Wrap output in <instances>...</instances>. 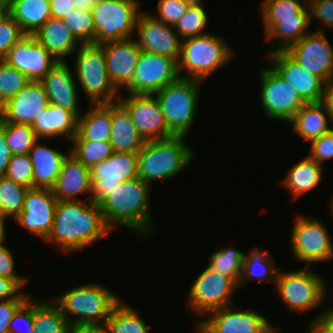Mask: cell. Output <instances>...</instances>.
I'll list each match as a JSON object with an SVG mask.
<instances>
[{
    "label": "cell",
    "instance_id": "50",
    "mask_svg": "<svg viewBox=\"0 0 333 333\" xmlns=\"http://www.w3.org/2000/svg\"><path fill=\"white\" fill-rule=\"evenodd\" d=\"M6 244L0 246V277L13 279L21 288L28 283V278L16 273L14 254Z\"/></svg>",
    "mask_w": 333,
    "mask_h": 333
},
{
    "label": "cell",
    "instance_id": "32",
    "mask_svg": "<svg viewBox=\"0 0 333 333\" xmlns=\"http://www.w3.org/2000/svg\"><path fill=\"white\" fill-rule=\"evenodd\" d=\"M87 113L78 117L77 133L72 140L109 141L111 104H90Z\"/></svg>",
    "mask_w": 333,
    "mask_h": 333
},
{
    "label": "cell",
    "instance_id": "7",
    "mask_svg": "<svg viewBox=\"0 0 333 333\" xmlns=\"http://www.w3.org/2000/svg\"><path fill=\"white\" fill-rule=\"evenodd\" d=\"M202 81L179 78L154 94L162 109L168 130L174 136H187L198 111Z\"/></svg>",
    "mask_w": 333,
    "mask_h": 333
},
{
    "label": "cell",
    "instance_id": "20",
    "mask_svg": "<svg viewBox=\"0 0 333 333\" xmlns=\"http://www.w3.org/2000/svg\"><path fill=\"white\" fill-rule=\"evenodd\" d=\"M136 42L142 51L175 58L181 52L182 39L174 26L156 20L150 12H141L136 24Z\"/></svg>",
    "mask_w": 333,
    "mask_h": 333
},
{
    "label": "cell",
    "instance_id": "4",
    "mask_svg": "<svg viewBox=\"0 0 333 333\" xmlns=\"http://www.w3.org/2000/svg\"><path fill=\"white\" fill-rule=\"evenodd\" d=\"M52 300L69 324L107 323L111 311L121 301L117 294L100 283L73 287Z\"/></svg>",
    "mask_w": 333,
    "mask_h": 333
},
{
    "label": "cell",
    "instance_id": "10",
    "mask_svg": "<svg viewBox=\"0 0 333 333\" xmlns=\"http://www.w3.org/2000/svg\"><path fill=\"white\" fill-rule=\"evenodd\" d=\"M294 221L290 237L293 257L305 267L333 259V242L323 222L298 214Z\"/></svg>",
    "mask_w": 333,
    "mask_h": 333
},
{
    "label": "cell",
    "instance_id": "48",
    "mask_svg": "<svg viewBox=\"0 0 333 333\" xmlns=\"http://www.w3.org/2000/svg\"><path fill=\"white\" fill-rule=\"evenodd\" d=\"M24 35L26 34L11 15L0 22V60L7 55L9 49Z\"/></svg>",
    "mask_w": 333,
    "mask_h": 333
},
{
    "label": "cell",
    "instance_id": "8",
    "mask_svg": "<svg viewBox=\"0 0 333 333\" xmlns=\"http://www.w3.org/2000/svg\"><path fill=\"white\" fill-rule=\"evenodd\" d=\"M325 279L309 267L278 271L275 288L282 303L291 311L305 313L321 306L327 294ZM323 301V302H322Z\"/></svg>",
    "mask_w": 333,
    "mask_h": 333
},
{
    "label": "cell",
    "instance_id": "6",
    "mask_svg": "<svg viewBox=\"0 0 333 333\" xmlns=\"http://www.w3.org/2000/svg\"><path fill=\"white\" fill-rule=\"evenodd\" d=\"M76 51L74 75L89 104L118 102L120 94L109 79L103 47L82 44Z\"/></svg>",
    "mask_w": 333,
    "mask_h": 333
},
{
    "label": "cell",
    "instance_id": "33",
    "mask_svg": "<svg viewBox=\"0 0 333 333\" xmlns=\"http://www.w3.org/2000/svg\"><path fill=\"white\" fill-rule=\"evenodd\" d=\"M323 166L312 160L308 155L294 164L281 182L294 199L315 189L322 180Z\"/></svg>",
    "mask_w": 333,
    "mask_h": 333
},
{
    "label": "cell",
    "instance_id": "21",
    "mask_svg": "<svg viewBox=\"0 0 333 333\" xmlns=\"http://www.w3.org/2000/svg\"><path fill=\"white\" fill-rule=\"evenodd\" d=\"M270 66L285 79L305 103H319L325 82L297 63L286 51L267 54Z\"/></svg>",
    "mask_w": 333,
    "mask_h": 333
},
{
    "label": "cell",
    "instance_id": "23",
    "mask_svg": "<svg viewBox=\"0 0 333 333\" xmlns=\"http://www.w3.org/2000/svg\"><path fill=\"white\" fill-rule=\"evenodd\" d=\"M105 53L107 73L111 83L120 91L132 82L141 49L136 39L101 44Z\"/></svg>",
    "mask_w": 333,
    "mask_h": 333
},
{
    "label": "cell",
    "instance_id": "38",
    "mask_svg": "<svg viewBox=\"0 0 333 333\" xmlns=\"http://www.w3.org/2000/svg\"><path fill=\"white\" fill-rule=\"evenodd\" d=\"M107 324L110 333H151L139 313L122 300L111 311Z\"/></svg>",
    "mask_w": 333,
    "mask_h": 333
},
{
    "label": "cell",
    "instance_id": "27",
    "mask_svg": "<svg viewBox=\"0 0 333 333\" xmlns=\"http://www.w3.org/2000/svg\"><path fill=\"white\" fill-rule=\"evenodd\" d=\"M33 36L58 62L66 61V57L74 54L82 45L62 19L53 17L49 18Z\"/></svg>",
    "mask_w": 333,
    "mask_h": 333
},
{
    "label": "cell",
    "instance_id": "14",
    "mask_svg": "<svg viewBox=\"0 0 333 333\" xmlns=\"http://www.w3.org/2000/svg\"><path fill=\"white\" fill-rule=\"evenodd\" d=\"M196 322L197 333H275L276 327L256 310L227 306L212 311Z\"/></svg>",
    "mask_w": 333,
    "mask_h": 333
},
{
    "label": "cell",
    "instance_id": "1",
    "mask_svg": "<svg viewBox=\"0 0 333 333\" xmlns=\"http://www.w3.org/2000/svg\"><path fill=\"white\" fill-rule=\"evenodd\" d=\"M111 231L99 204L88 200L57 201L53 228L45 241L68 254L85 249Z\"/></svg>",
    "mask_w": 333,
    "mask_h": 333
},
{
    "label": "cell",
    "instance_id": "31",
    "mask_svg": "<svg viewBox=\"0 0 333 333\" xmlns=\"http://www.w3.org/2000/svg\"><path fill=\"white\" fill-rule=\"evenodd\" d=\"M310 9L307 5L297 18L281 19L264 37V40L270 42V52L286 51L292 44L298 42L309 32L308 27L311 25ZM274 41V43H273ZM278 41V42H277Z\"/></svg>",
    "mask_w": 333,
    "mask_h": 333
},
{
    "label": "cell",
    "instance_id": "60",
    "mask_svg": "<svg viewBox=\"0 0 333 333\" xmlns=\"http://www.w3.org/2000/svg\"><path fill=\"white\" fill-rule=\"evenodd\" d=\"M8 219L0 215V246L5 245V241L7 238V226H6V221Z\"/></svg>",
    "mask_w": 333,
    "mask_h": 333
},
{
    "label": "cell",
    "instance_id": "45",
    "mask_svg": "<svg viewBox=\"0 0 333 333\" xmlns=\"http://www.w3.org/2000/svg\"><path fill=\"white\" fill-rule=\"evenodd\" d=\"M30 82L19 70L0 60V107Z\"/></svg>",
    "mask_w": 333,
    "mask_h": 333
},
{
    "label": "cell",
    "instance_id": "2",
    "mask_svg": "<svg viewBox=\"0 0 333 333\" xmlns=\"http://www.w3.org/2000/svg\"><path fill=\"white\" fill-rule=\"evenodd\" d=\"M151 187L139 177L116 187L99 203L106 224L112 230L121 225L142 236L141 239L151 237L155 233L150 211Z\"/></svg>",
    "mask_w": 333,
    "mask_h": 333
},
{
    "label": "cell",
    "instance_id": "3",
    "mask_svg": "<svg viewBox=\"0 0 333 333\" xmlns=\"http://www.w3.org/2000/svg\"><path fill=\"white\" fill-rule=\"evenodd\" d=\"M186 138L172 136L145 142L137 153L138 177L152 186L154 181L165 182L184 171L195 158L194 150L184 141Z\"/></svg>",
    "mask_w": 333,
    "mask_h": 333
},
{
    "label": "cell",
    "instance_id": "57",
    "mask_svg": "<svg viewBox=\"0 0 333 333\" xmlns=\"http://www.w3.org/2000/svg\"><path fill=\"white\" fill-rule=\"evenodd\" d=\"M53 18L63 19L70 10L75 9L73 0H49Z\"/></svg>",
    "mask_w": 333,
    "mask_h": 333
},
{
    "label": "cell",
    "instance_id": "47",
    "mask_svg": "<svg viewBox=\"0 0 333 333\" xmlns=\"http://www.w3.org/2000/svg\"><path fill=\"white\" fill-rule=\"evenodd\" d=\"M194 0H159L157 14L150 13L156 20L174 26L186 13Z\"/></svg>",
    "mask_w": 333,
    "mask_h": 333
},
{
    "label": "cell",
    "instance_id": "19",
    "mask_svg": "<svg viewBox=\"0 0 333 333\" xmlns=\"http://www.w3.org/2000/svg\"><path fill=\"white\" fill-rule=\"evenodd\" d=\"M2 60L34 82H40L58 63L33 35L28 34L11 47Z\"/></svg>",
    "mask_w": 333,
    "mask_h": 333
},
{
    "label": "cell",
    "instance_id": "61",
    "mask_svg": "<svg viewBox=\"0 0 333 333\" xmlns=\"http://www.w3.org/2000/svg\"><path fill=\"white\" fill-rule=\"evenodd\" d=\"M10 15V7H0V22Z\"/></svg>",
    "mask_w": 333,
    "mask_h": 333
},
{
    "label": "cell",
    "instance_id": "40",
    "mask_svg": "<svg viewBox=\"0 0 333 333\" xmlns=\"http://www.w3.org/2000/svg\"><path fill=\"white\" fill-rule=\"evenodd\" d=\"M204 7L203 0H194L186 13L174 25L175 31L182 40L209 33L205 31L209 18Z\"/></svg>",
    "mask_w": 333,
    "mask_h": 333
},
{
    "label": "cell",
    "instance_id": "55",
    "mask_svg": "<svg viewBox=\"0 0 333 333\" xmlns=\"http://www.w3.org/2000/svg\"><path fill=\"white\" fill-rule=\"evenodd\" d=\"M11 155L5 139V122L0 121V176L6 173Z\"/></svg>",
    "mask_w": 333,
    "mask_h": 333
},
{
    "label": "cell",
    "instance_id": "22",
    "mask_svg": "<svg viewBox=\"0 0 333 333\" xmlns=\"http://www.w3.org/2000/svg\"><path fill=\"white\" fill-rule=\"evenodd\" d=\"M48 104V96L43 85L31 81L0 107V121L32 126Z\"/></svg>",
    "mask_w": 333,
    "mask_h": 333
},
{
    "label": "cell",
    "instance_id": "59",
    "mask_svg": "<svg viewBox=\"0 0 333 333\" xmlns=\"http://www.w3.org/2000/svg\"><path fill=\"white\" fill-rule=\"evenodd\" d=\"M73 4L75 9L89 12L93 11L94 4L90 0H73Z\"/></svg>",
    "mask_w": 333,
    "mask_h": 333
},
{
    "label": "cell",
    "instance_id": "29",
    "mask_svg": "<svg viewBox=\"0 0 333 333\" xmlns=\"http://www.w3.org/2000/svg\"><path fill=\"white\" fill-rule=\"evenodd\" d=\"M110 144L114 152L138 153L145 140L140 136L130 114L119 103H111Z\"/></svg>",
    "mask_w": 333,
    "mask_h": 333
},
{
    "label": "cell",
    "instance_id": "17",
    "mask_svg": "<svg viewBox=\"0 0 333 333\" xmlns=\"http://www.w3.org/2000/svg\"><path fill=\"white\" fill-rule=\"evenodd\" d=\"M286 52L311 74L325 83L333 78V46L322 27L309 32Z\"/></svg>",
    "mask_w": 333,
    "mask_h": 333
},
{
    "label": "cell",
    "instance_id": "25",
    "mask_svg": "<svg viewBox=\"0 0 333 333\" xmlns=\"http://www.w3.org/2000/svg\"><path fill=\"white\" fill-rule=\"evenodd\" d=\"M68 65L67 61L58 62L40 83L44 87L49 103L72 111L79 117L81 114L78 105V88L73 75L75 73Z\"/></svg>",
    "mask_w": 333,
    "mask_h": 333
},
{
    "label": "cell",
    "instance_id": "42",
    "mask_svg": "<svg viewBox=\"0 0 333 333\" xmlns=\"http://www.w3.org/2000/svg\"><path fill=\"white\" fill-rule=\"evenodd\" d=\"M70 143V153L89 168L106 160L114 152L109 141L71 140Z\"/></svg>",
    "mask_w": 333,
    "mask_h": 333
},
{
    "label": "cell",
    "instance_id": "41",
    "mask_svg": "<svg viewBox=\"0 0 333 333\" xmlns=\"http://www.w3.org/2000/svg\"><path fill=\"white\" fill-rule=\"evenodd\" d=\"M27 190L5 176H0V215L15 219L22 212Z\"/></svg>",
    "mask_w": 333,
    "mask_h": 333
},
{
    "label": "cell",
    "instance_id": "28",
    "mask_svg": "<svg viewBox=\"0 0 333 333\" xmlns=\"http://www.w3.org/2000/svg\"><path fill=\"white\" fill-rule=\"evenodd\" d=\"M40 140L29 152L33 165V188L52 189L68 154L41 144Z\"/></svg>",
    "mask_w": 333,
    "mask_h": 333
},
{
    "label": "cell",
    "instance_id": "9",
    "mask_svg": "<svg viewBox=\"0 0 333 333\" xmlns=\"http://www.w3.org/2000/svg\"><path fill=\"white\" fill-rule=\"evenodd\" d=\"M138 0H104L93 5L95 44L133 38L139 14Z\"/></svg>",
    "mask_w": 333,
    "mask_h": 333
},
{
    "label": "cell",
    "instance_id": "51",
    "mask_svg": "<svg viewBox=\"0 0 333 333\" xmlns=\"http://www.w3.org/2000/svg\"><path fill=\"white\" fill-rule=\"evenodd\" d=\"M310 154L308 156L322 165L323 161L333 158V129L313 140L311 143Z\"/></svg>",
    "mask_w": 333,
    "mask_h": 333
},
{
    "label": "cell",
    "instance_id": "12",
    "mask_svg": "<svg viewBox=\"0 0 333 333\" xmlns=\"http://www.w3.org/2000/svg\"><path fill=\"white\" fill-rule=\"evenodd\" d=\"M261 109L265 118L289 122L305 104L298 93L270 65L259 73Z\"/></svg>",
    "mask_w": 333,
    "mask_h": 333
},
{
    "label": "cell",
    "instance_id": "11",
    "mask_svg": "<svg viewBox=\"0 0 333 333\" xmlns=\"http://www.w3.org/2000/svg\"><path fill=\"white\" fill-rule=\"evenodd\" d=\"M238 285L230 278L208 266L194 279L187 294V304L196 315L208 313L232 305Z\"/></svg>",
    "mask_w": 333,
    "mask_h": 333
},
{
    "label": "cell",
    "instance_id": "49",
    "mask_svg": "<svg viewBox=\"0 0 333 333\" xmlns=\"http://www.w3.org/2000/svg\"><path fill=\"white\" fill-rule=\"evenodd\" d=\"M33 323V300L29 297L13 315L9 333H34Z\"/></svg>",
    "mask_w": 333,
    "mask_h": 333
},
{
    "label": "cell",
    "instance_id": "65",
    "mask_svg": "<svg viewBox=\"0 0 333 333\" xmlns=\"http://www.w3.org/2000/svg\"><path fill=\"white\" fill-rule=\"evenodd\" d=\"M93 4H97V3H100V2H102V1H104V0H90Z\"/></svg>",
    "mask_w": 333,
    "mask_h": 333
},
{
    "label": "cell",
    "instance_id": "37",
    "mask_svg": "<svg viewBox=\"0 0 333 333\" xmlns=\"http://www.w3.org/2000/svg\"><path fill=\"white\" fill-rule=\"evenodd\" d=\"M308 3L305 0H264L261 3V18L265 36L281 19L297 18Z\"/></svg>",
    "mask_w": 333,
    "mask_h": 333
},
{
    "label": "cell",
    "instance_id": "46",
    "mask_svg": "<svg viewBox=\"0 0 333 333\" xmlns=\"http://www.w3.org/2000/svg\"><path fill=\"white\" fill-rule=\"evenodd\" d=\"M4 176L28 189L33 188V165L29 154L11 155Z\"/></svg>",
    "mask_w": 333,
    "mask_h": 333
},
{
    "label": "cell",
    "instance_id": "63",
    "mask_svg": "<svg viewBox=\"0 0 333 333\" xmlns=\"http://www.w3.org/2000/svg\"><path fill=\"white\" fill-rule=\"evenodd\" d=\"M332 292H333V287H332ZM332 295H333V293H332ZM333 299V298H332ZM332 303H333V301H332ZM333 305L330 307V308H326V314L330 317V318H332L333 319Z\"/></svg>",
    "mask_w": 333,
    "mask_h": 333
},
{
    "label": "cell",
    "instance_id": "39",
    "mask_svg": "<svg viewBox=\"0 0 333 333\" xmlns=\"http://www.w3.org/2000/svg\"><path fill=\"white\" fill-rule=\"evenodd\" d=\"M245 252L234 247L215 250L209 259L208 267L221 275L230 277L237 285L243 272Z\"/></svg>",
    "mask_w": 333,
    "mask_h": 333
},
{
    "label": "cell",
    "instance_id": "52",
    "mask_svg": "<svg viewBox=\"0 0 333 333\" xmlns=\"http://www.w3.org/2000/svg\"><path fill=\"white\" fill-rule=\"evenodd\" d=\"M310 18L321 22L322 27L333 29V0H309Z\"/></svg>",
    "mask_w": 333,
    "mask_h": 333
},
{
    "label": "cell",
    "instance_id": "62",
    "mask_svg": "<svg viewBox=\"0 0 333 333\" xmlns=\"http://www.w3.org/2000/svg\"><path fill=\"white\" fill-rule=\"evenodd\" d=\"M0 7H11V0H0Z\"/></svg>",
    "mask_w": 333,
    "mask_h": 333
},
{
    "label": "cell",
    "instance_id": "58",
    "mask_svg": "<svg viewBox=\"0 0 333 333\" xmlns=\"http://www.w3.org/2000/svg\"><path fill=\"white\" fill-rule=\"evenodd\" d=\"M320 103L328 111L333 124V78L324 84V90Z\"/></svg>",
    "mask_w": 333,
    "mask_h": 333
},
{
    "label": "cell",
    "instance_id": "43",
    "mask_svg": "<svg viewBox=\"0 0 333 333\" xmlns=\"http://www.w3.org/2000/svg\"><path fill=\"white\" fill-rule=\"evenodd\" d=\"M5 139L11 154H29L38 140L31 125L5 123Z\"/></svg>",
    "mask_w": 333,
    "mask_h": 333
},
{
    "label": "cell",
    "instance_id": "16",
    "mask_svg": "<svg viewBox=\"0 0 333 333\" xmlns=\"http://www.w3.org/2000/svg\"><path fill=\"white\" fill-rule=\"evenodd\" d=\"M118 102L130 114L145 142L174 136L168 130L162 109L154 95L128 93L126 97L120 94Z\"/></svg>",
    "mask_w": 333,
    "mask_h": 333
},
{
    "label": "cell",
    "instance_id": "13",
    "mask_svg": "<svg viewBox=\"0 0 333 333\" xmlns=\"http://www.w3.org/2000/svg\"><path fill=\"white\" fill-rule=\"evenodd\" d=\"M179 78L175 58L141 51L132 82L125 89L129 94L154 95Z\"/></svg>",
    "mask_w": 333,
    "mask_h": 333
},
{
    "label": "cell",
    "instance_id": "44",
    "mask_svg": "<svg viewBox=\"0 0 333 333\" xmlns=\"http://www.w3.org/2000/svg\"><path fill=\"white\" fill-rule=\"evenodd\" d=\"M62 21L81 44H95L92 12L72 9Z\"/></svg>",
    "mask_w": 333,
    "mask_h": 333
},
{
    "label": "cell",
    "instance_id": "36",
    "mask_svg": "<svg viewBox=\"0 0 333 333\" xmlns=\"http://www.w3.org/2000/svg\"><path fill=\"white\" fill-rule=\"evenodd\" d=\"M34 333H67L69 323L58 305L50 301L33 300Z\"/></svg>",
    "mask_w": 333,
    "mask_h": 333
},
{
    "label": "cell",
    "instance_id": "56",
    "mask_svg": "<svg viewBox=\"0 0 333 333\" xmlns=\"http://www.w3.org/2000/svg\"><path fill=\"white\" fill-rule=\"evenodd\" d=\"M67 333H110V330L107 323L69 324Z\"/></svg>",
    "mask_w": 333,
    "mask_h": 333
},
{
    "label": "cell",
    "instance_id": "24",
    "mask_svg": "<svg viewBox=\"0 0 333 333\" xmlns=\"http://www.w3.org/2000/svg\"><path fill=\"white\" fill-rule=\"evenodd\" d=\"M68 151L52 193L57 201H82L78 195L87 193V199L91 201L90 168L70 153V149Z\"/></svg>",
    "mask_w": 333,
    "mask_h": 333
},
{
    "label": "cell",
    "instance_id": "26",
    "mask_svg": "<svg viewBox=\"0 0 333 333\" xmlns=\"http://www.w3.org/2000/svg\"><path fill=\"white\" fill-rule=\"evenodd\" d=\"M78 117L69 110L49 103L32 125L38 139L65 137L71 142L77 133Z\"/></svg>",
    "mask_w": 333,
    "mask_h": 333
},
{
    "label": "cell",
    "instance_id": "34",
    "mask_svg": "<svg viewBox=\"0 0 333 333\" xmlns=\"http://www.w3.org/2000/svg\"><path fill=\"white\" fill-rule=\"evenodd\" d=\"M10 15L25 34L33 35L52 17L49 0H11Z\"/></svg>",
    "mask_w": 333,
    "mask_h": 333
},
{
    "label": "cell",
    "instance_id": "5",
    "mask_svg": "<svg viewBox=\"0 0 333 333\" xmlns=\"http://www.w3.org/2000/svg\"><path fill=\"white\" fill-rule=\"evenodd\" d=\"M225 41L224 37L212 33L183 39L177 61L180 78L204 82L230 62L235 53Z\"/></svg>",
    "mask_w": 333,
    "mask_h": 333
},
{
    "label": "cell",
    "instance_id": "35",
    "mask_svg": "<svg viewBox=\"0 0 333 333\" xmlns=\"http://www.w3.org/2000/svg\"><path fill=\"white\" fill-rule=\"evenodd\" d=\"M273 256L269 252L260 249L258 246L245 254L243 261V272L238 284V288H241L248 280H258V282L276 283V277L279 268H276ZM275 263V264H274ZM244 284V285H243Z\"/></svg>",
    "mask_w": 333,
    "mask_h": 333
},
{
    "label": "cell",
    "instance_id": "15",
    "mask_svg": "<svg viewBox=\"0 0 333 333\" xmlns=\"http://www.w3.org/2000/svg\"><path fill=\"white\" fill-rule=\"evenodd\" d=\"M91 201L99 204L125 181L138 177L137 153L113 152L90 168Z\"/></svg>",
    "mask_w": 333,
    "mask_h": 333
},
{
    "label": "cell",
    "instance_id": "53",
    "mask_svg": "<svg viewBox=\"0 0 333 333\" xmlns=\"http://www.w3.org/2000/svg\"><path fill=\"white\" fill-rule=\"evenodd\" d=\"M26 300L10 299L0 301V333H9V326L13 315Z\"/></svg>",
    "mask_w": 333,
    "mask_h": 333
},
{
    "label": "cell",
    "instance_id": "64",
    "mask_svg": "<svg viewBox=\"0 0 333 333\" xmlns=\"http://www.w3.org/2000/svg\"><path fill=\"white\" fill-rule=\"evenodd\" d=\"M330 204V206H329V209H330V213H331V215H332V218H333V196H332V198H331V200H330V202H329Z\"/></svg>",
    "mask_w": 333,
    "mask_h": 333
},
{
    "label": "cell",
    "instance_id": "30",
    "mask_svg": "<svg viewBox=\"0 0 333 333\" xmlns=\"http://www.w3.org/2000/svg\"><path fill=\"white\" fill-rule=\"evenodd\" d=\"M288 124L297 136L310 143L333 129L330 115L320 102L304 104Z\"/></svg>",
    "mask_w": 333,
    "mask_h": 333
},
{
    "label": "cell",
    "instance_id": "18",
    "mask_svg": "<svg viewBox=\"0 0 333 333\" xmlns=\"http://www.w3.org/2000/svg\"><path fill=\"white\" fill-rule=\"evenodd\" d=\"M56 205L57 199L51 189H28L22 212L14 220L27 232L45 241L53 228Z\"/></svg>",
    "mask_w": 333,
    "mask_h": 333
},
{
    "label": "cell",
    "instance_id": "54",
    "mask_svg": "<svg viewBox=\"0 0 333 333\" xmlns=\"http://www.w3.org/2000/svg\"><path fill=\"white\" fill-rule=\"evenodd\" d=\"M22 288L13 280L0 277V301L10 299H28L30 295H25Z\"/></svg>",
    "mask_w": 333,
    "mask_h": 333
}]
</instances>
